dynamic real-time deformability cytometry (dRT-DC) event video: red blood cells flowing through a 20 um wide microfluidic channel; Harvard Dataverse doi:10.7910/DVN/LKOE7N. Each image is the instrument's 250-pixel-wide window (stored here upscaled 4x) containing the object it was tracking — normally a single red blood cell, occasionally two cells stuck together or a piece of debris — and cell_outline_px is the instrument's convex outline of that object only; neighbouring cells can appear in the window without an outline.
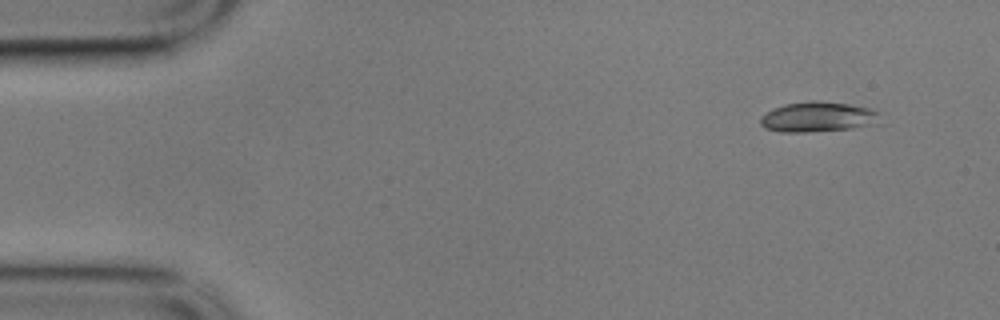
{"species": "common noctule bat (a hibernating species)", "species_latin": "Nyctalus noctula", "temperature_condition": "cold", "stored_images_in_passage": 9, "camera_frame_rate_fps": 3000, "um_per_image_px": 0.085, "animal": {"sex": "male", "body_mass_g": 17.9}, "frame": {"image": 1, "passage_image": 1, "time_ms": 0.0, "image_size_px": [1000, 320], "cell_outline_px": [[880, 124], [852, 128], [804, 132], [780, 132], [764, 128], [760, 124], [760, 116], [772, 108], [784, 104], [812, 100], [816, 100], [852, 104], [868, 108], [880, 112]], "centroid_in_image_um": [69.53, 9.93], "position_along_channel_um": 15.5, "area_um2": 21.39}}
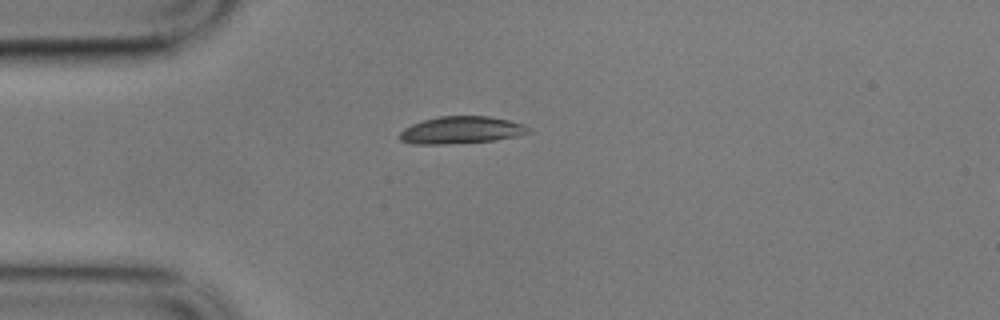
{"frame": {"image": 2, "passage_image": 4, "time_ms": 1.0, "image_size_px": [1000, 320], "cell_outline_px": [[532, 132], [516, 136], [496, 140], [448, 144], [412, 144], [400, 140], [400, 132], [404, 128], [412, 124], [424, 120], [440, 116], [488, 116], [508, 120], [524, 124], [532, 128]], "centroid_in_image_um": [39.24, 11.06], "position_along_channel_um": 45.8, "area_um2": 20.52}}
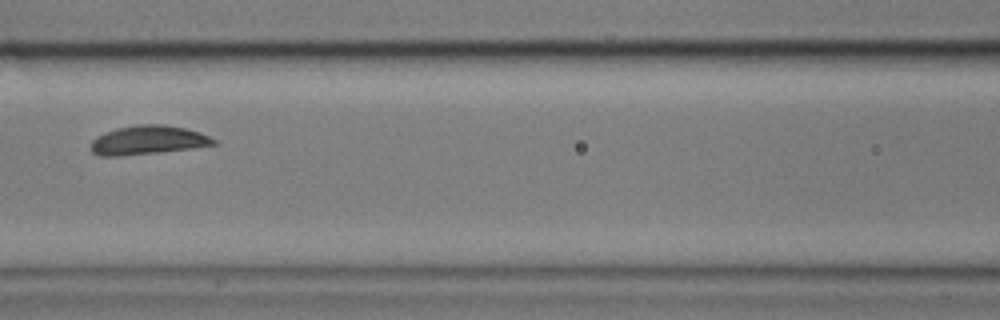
{"frame": {"image": 3, "passage_image": 7, "time_ms": 2.0, "image_size_px": [1000, 320], "cell_outline_px": [[220, 144], [192, 148], [160, 152], [120, 156], [100, 156], [92, 152], [92, 140], [96, 136], [104, 132], [116, 128], [136, 124], [164, 124], [184, 128], [200, 132], [216, 140]], "centroid_in_image_um": [12.58, 11.9], "position_along_channel_um": 154.0, "area_um2": 20.81}}